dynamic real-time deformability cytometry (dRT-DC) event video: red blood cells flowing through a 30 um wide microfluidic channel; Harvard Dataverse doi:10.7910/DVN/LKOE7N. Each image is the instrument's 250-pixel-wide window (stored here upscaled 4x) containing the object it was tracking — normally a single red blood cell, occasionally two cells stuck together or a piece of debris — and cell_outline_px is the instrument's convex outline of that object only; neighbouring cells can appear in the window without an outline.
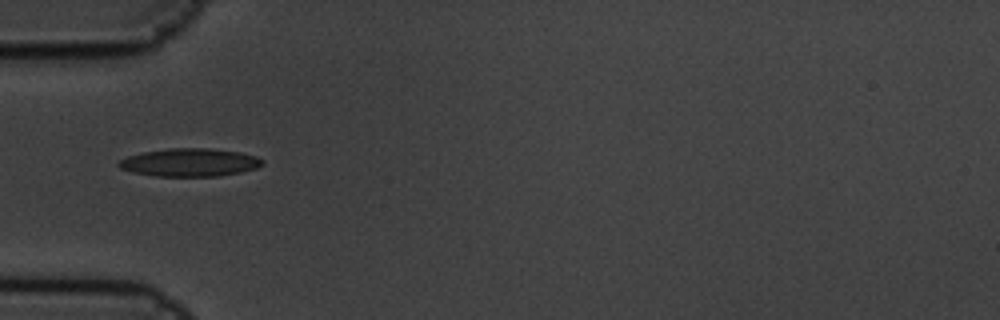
{"species": "common noctule bat (a hibernating species)", "species_latin": "Nyctalus noctula", "temperature_condition": "cold", "stored_images_in_passage": 8, "camera_frame_rate_fps": 3000, "um_per_image_px": 0.085, "animal": {"sex": "male", "body_mass_g": 19.5, "forearm_length_mm": 54.6}, "frame": {"image": 1, "passage_image": 5, "time_ms": 1.333, "image_size_px": [1000, 320], "cell_outline_px": [[264, 164], [256, 168], [240, 172], [220, 176], [156, 176], [136, 172], [120, 168], [116, 164], [120, 160], [128, 156], [144, 152], [168, 148], [208, 148], [240, 152], [256, 156], [264, 160]], "centroid_in_image_um": [16.16, 13.8], "position_along_channel_um": 68.8, "area_um2": 23.35}}
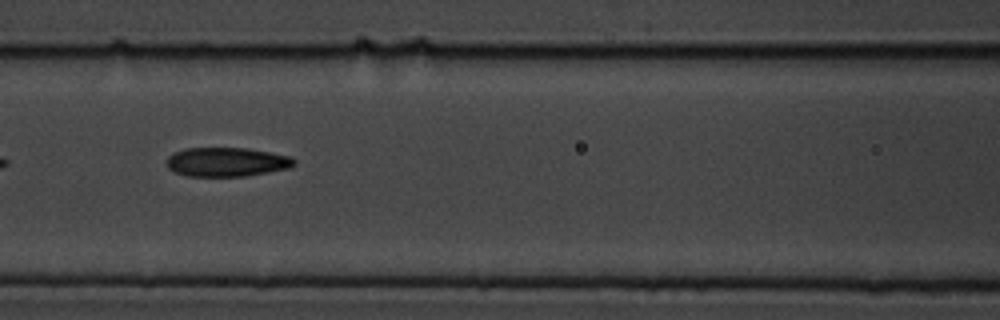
{"frame": {"image": 2, "passage_image": 7, "time_ms": 2.0, "image_size_px": [1000, 320], "cell_outline_px": [[296, 164], [288, 168], [268, 172], [244, 176], [188, 176], [176, 172], [168, 168], [168, 156], [172, 152], [184, 148], [248, 148], [292, 156], [296, 160]], "centroid_in_image_um": [19.29, 13.75], "position_along_channel_um": 147.3, "area_um2": 21.68}}
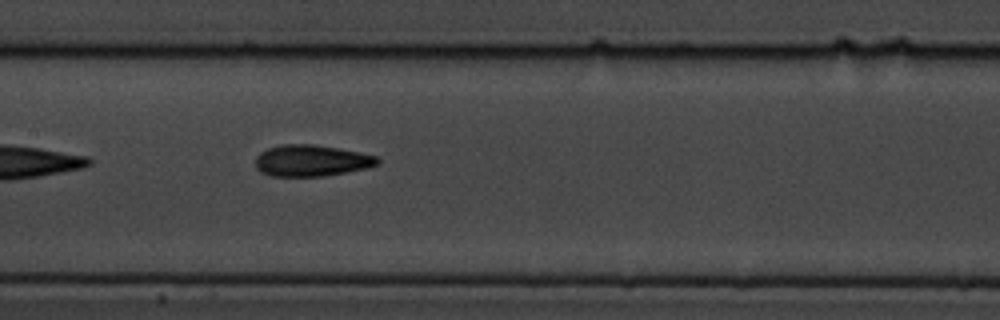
{"frame": {"image": 3, "passage_image": 8, "time_ms": 2.333, "image_size_px": [1000, 320], "cell_outline_px": [[380, 164], [368, 168], [324, 176], [272, 176], [260, 172], [256, 168], [256, 156], [260, 152], [268, 148], [280, 144], [316, 144], [340, 148], [360, 152], [376, 156], [380, 160]], "centroid_in_image_um": [26.48, 13.64], "position_along_channel_um": 180.9, "area_um2": 22.6}}